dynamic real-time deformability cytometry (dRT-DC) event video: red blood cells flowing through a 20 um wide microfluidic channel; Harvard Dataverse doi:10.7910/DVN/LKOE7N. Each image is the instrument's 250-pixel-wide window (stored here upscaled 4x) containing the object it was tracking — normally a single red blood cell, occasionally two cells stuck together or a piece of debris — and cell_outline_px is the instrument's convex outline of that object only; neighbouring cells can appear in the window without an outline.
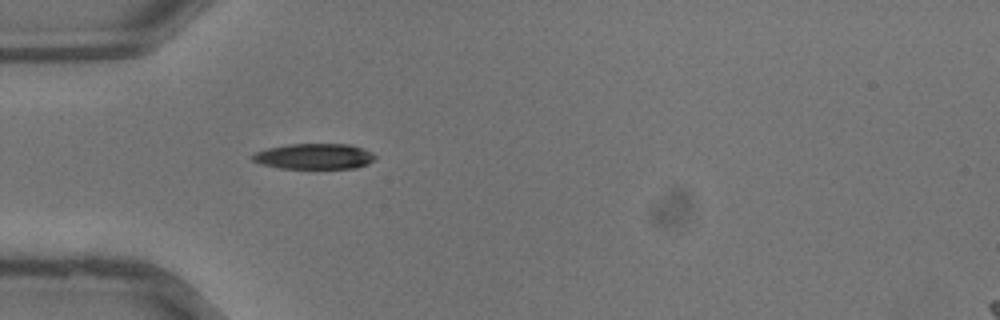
{"species": "common noctule bat (a hibernating species)", "species_latin": "Nyctalus noctula", "temperature_condition": "warm", "stored_images_in_passage": 26, "camera_frame_rate_fps": 3000, "um_per_image_px": 0.085, "animal": {"sex": "male", "body_mass_g": 13.3}, "frame": {"image": 1, "passage_image": 1, "time_ms": 0.0, "image_size_px": [1000, 320], "cell_outline_px": [[376, 160], [368, 164], [356, 168], [280, 168], [260, 164], [252, 160], [252, 156], [256, 152], [268, 148], [288, 144], [348, 144], [372, 152], [376, 156]], "centroid_in_image_um": [26.73, 13.29], "position_along_channel_um": 58.3, "area_um2": 18.26}}
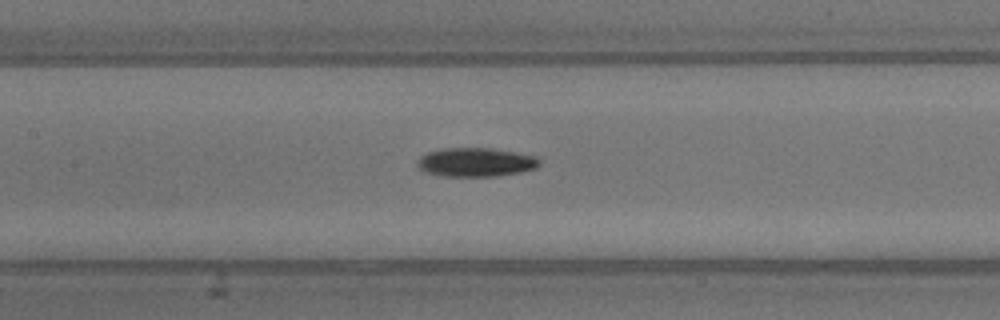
{"frame": {"image": 2, "passage_image": 7, "time_ms": 2.0, "image_size_px": [1000, 320], "cell_outline_px": [[540, 164], [536, 168], [520, 172], [496, 176], [440, 176], [424, 172], [416, 164], [416, 160], [420, 156], [428, 152], [444, 148], [492, 148], [536, 156], [540, 160]], "centroid_in_image_um": [40.42, 13.79], "position_along_channel_um": 167.0, "area_um2": 20.63}}
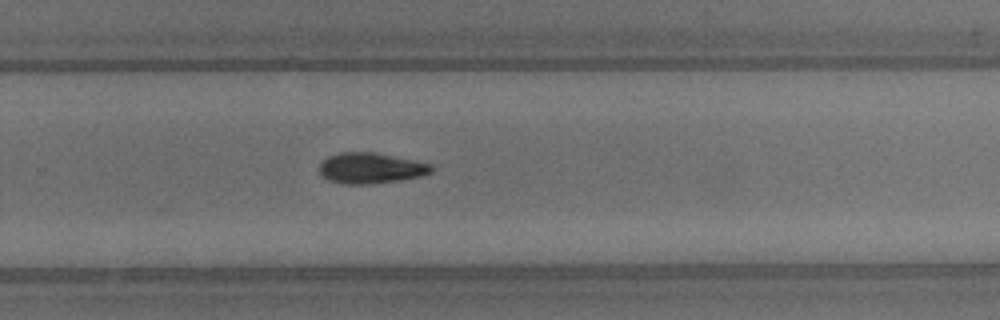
{"frame": {"image": 3, "passage_image": 14, "time_ms": 4.333, "image_size_px": [1000, 320], "cell_outline_px": [[432, 172], [420, 176], [400, 180], [368, 184], [344, 184], [328, 180], [320, 172], [320, 164], [328, 156], [340, 152], [372, 152], [432, 164]], "centroid_in_image_um": [31.5, 14.29], "position_along_channel_um": 298.3, "area_um2": 19.77}}